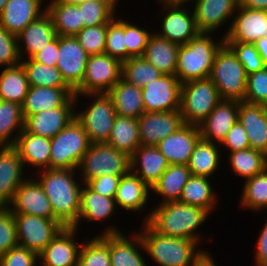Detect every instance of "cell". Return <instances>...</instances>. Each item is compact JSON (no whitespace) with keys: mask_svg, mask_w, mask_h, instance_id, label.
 <instances>
[{"mask_svg":"<svg viewBox=\"0 0 267 266\" xmlns=\"http://www.w3.org/2000/svg\"><path fill=\"white\" fill-rule=\"evenodd\" d=\"M191 266H217L213 257L206 250H202L201 253L193 260Z\"/></svg>","mask_w":267,"mask_h":266,"instance_id":"6125c7cd","label":"cell"},{"mask_svg":"<svg viewBox=\"0 0 267 266\" xmlns=\"http://www.w3.org/2000/svg\"><path fill=\"white\" fill-rule=\"evenodd\" d=\"M18 245L40 254L64 228L55 219L29 214H14Z\"/></svg>","mask_w":267,"mask_h":266,"instance_id":"8fae6325","label":"cell"},{"mask_svg":"<svg viewBox=\"0 0 267 266\" xmlns=\"http://www.w3.org/2000/svg\"><path fill=\"white\" fill-rule=\"evenodd\" d=\"M213 38L211 33L199 32L179 46L175 76L181 84L210 77L215 56L225 43L223 36L219 42Z\"/></svg>","mask_w":267,"mask_h":266,"instance_id":"3957f363","label":"cell"},{"mask_svg":"<svg viewBox=\"0 0 267 266\" xmlns=\"http://www.w3.org/2000/svg\"><path fill=\"white\" fill-rule=\"evenodd\" d=\"M137 120L143 146H156L184 125L180 110L144 112Z\"/></svg>","mask_w":267,"mask_h":266,"instance_id":"e0dca14e","label":"cell"},{"mask_svg":"<svg viewBox=\"0 0 267 266\" xmlns=\"http://www.w3.org/2000/svg\"><path fill=\"white\" fill-rule=\"evenodd\" d=\"M38 172V178H34L51 202L55 220L64 227H74L79 219L83 185V182H78L74 176L77 170L44 169Z\"/></svg>","mask_w":267,"mask_h":266,"instance_id":"6da1fadb","label":"cell"},{"mask_svg":"<svg viewBox=\"0 0 267 266\" xmlns=\"http://www.w3.org/2000/svg\"><path fill=\"white\" fill-rule=\"evenodd\" d=\"M157 1L163 5L164 10L161 12H166L162 14L161 30L154 31L159 37L184 45L199 33L193 10L186 8V5H175L166 0Z\"/></svg>","mask_w":267,"mask_h":266,"instance_id":"7c38bea8","label":"cell"},{"mask_svg":"<svg viewBox=\"0 0 267 266\" xmlns=\"http://www.w3.org/2000/svg\"><path fill=\"white\" fill-rule=\"evenodd\" d=\"M94 98L84 111L75 112V118L81 123L91 143H106L117 116L112 99L107 93H89Z\"/></svg>","mask_w":267,"mask_h":266,"instance_id":"9c48e42d","label":"cell"},{"mask_svg":"<svg viewBox=\"0 0 267 266\" xmlns=\"http://www.w3.org/2000/svg\"><path fill=\"white\" fill-rule=\"evenodd\" d=\"M239 5L248 9L267 11V0H239Z\"/></svg>","mask_w":267,"mask_h":266,"instance_id":"be15d7a7","label":"cell"},{"mask_svg":"<svg viewBox=\"0 0 267 266\" xmlns=\"http://www.w3.org/2000/svg\"><path fill=\"white\" fill-rule=\"evenodd\" d=\"M256 246L255 266H263L267 263V220L260 231Z\"/></svg>","mask_w":267,"mask_h":266,"instance_id":"94428289","label":"cell"},{"mask_svg":"<svg viewBox=\"0 0 267 266\" xmlns=\"http://www.w3.org/2000/svg\"><path fill=\"white\" fill-rule=\"evenodd\" d=\"M117 209L115 199L105 197L98 192L93 191L87 184H83L80 198V213L77 224L79 228L83 220L89 222L104 221L111 218Z\"/></svg>","mask_w":267,"mask_h":266,"instance_id":"1f68e13d","label":"cell"},{"mask_svg":"<svg viewBox=\"0 0 267 266\" xmlns=\"http://www.w3.org/2000/svg\"><path fill=\"white\" fill-rule=\"evenodd\" d=\"M122 78V62L108 54L89 55L82 83L75 95L107 93Z\"/></svg>","mask_w":267,"mask_h":266,"instance_id":"30bf717a","label":"cell"},{"mask_svg":"<svg viewBox=\"0 0 267 266\" xmlns=\"http://www.w3.org/2000/svg\"><path fill=\"white\" fill-rule=\"evenodd\" d=\"M107 24L84 27L76 35L80 45L89 55L104 54Z\"/></svg>","mask_w":267,"mask_h":266,"instance_id":"681fc988","label":"cell"},{"mask_svg":"<svg viewBox=\"0 0 267 266\" xmlns=\"http://www.w3.org/2000/svg\"><path fill=\"white\" fill-rule=\"evenodd\" d=\"M89 54L75 36H58V56L56 67L65 82L75 90L83 80Z\"/></svg>","mask_w":267,"mask_h":266,"instance_id":"5bb4252c","label":"cell"},{"mask_svg":"<svg viewBox=\"0 0 267 266\" xmlns=\"http://www.w3.org/2000/svg\"><path fill=\"white\" fill-rule=\"evenodd\" d=\"M26 167L14 146L0 147V207L12 203L15 191L27 179L23 175Z\"/></svg>","mask_w":267,"mask_h":266,"instance_id":"ffe728a7","label":"cell"},{"mask_svg":"<svg viewBox=\"0 0 267 266\" xmlns=\"http://www.w3.org/2000/svg\"><path fill=\"white\" fill-rule=\"evenodd\" d=\"M58 56V36L51 40L44 48L35 53L32 58L47 66H56Z\"/></svg>","mask_w":267,"mask_h":266,"instance_id":"91938a15","label":"cell"},{"mask_svg":"<svg viewBox=\"0 0 267 266\" xmlns=\"http://www.w3.org/2000/svg\"><path fill=\"white\" fill-rule=\"evenodd\" d=\"M23 128L22 105L0 100V147L14 146Z\"/></svg>","mask_w":267,"mask_h":266,"instance_id":"60d3db41","label":"cell"},{"mask_svg":"<svg viewBox=\"0 0 267 266\" xmlns=\"http://www.w3.org/2000/svg\"><path fill=\"white\" fill-rule=\"evenodd\" d=\"M44 0H9L0 15V26L17 36L31 22L46 12Z\"/></svg>","mask_w":267,"mask_h":266,"instance_id":"d4e9b609","label":"cell"},{"mask_svg":"<svg viewBox=\"0 0 267 266\" xmlns=\"http://www.w3.org/2000/svg\"><path fill=\"white\" fill-rule=\"evenodd\" d=\"M239 204L256 212L267 210V168L244 181Z\"/></svg>","mask_w":267,"mask_h":266,"instance_id":"ee69618b","label":"cell"},{"mask_svg":"<svg viewBox=\"0 0 267 266\" xmlns=\"http://www.w3.org/2000/svg\"><path fill=\"white\" fill-rule=\"evenodd\" d=\"M18 245L14 214L8 207H0V255Z\"/></svg>","mask_w":267,"mask_h":266,"instance_id":"db71d44e","label":"cell"},{"mask_svg":"<svg viewBox=\"0 0 267 266\" xmlns=\"http://www.w3.org/2000/svg\"><path fill=\"white\" fill-rule=\"evenodd\" d=\"M151 188L131 171L121 176L115 195L116 205L120 209L133 212H141L149 200Z\"/></svg>","mask_w":267,"mask_h":266,"instance_id":"4dcf8cb0","label":"cell"},{"mask_svg":"<svg viewBox=\"0 0 267 266\" xmlns=\"http://www.w3.org/2000/svg\"><path fill=\"white\" fill-rule=\"evenodd\" d=\"M9 0H0V15Z\"/></svg>","mask_w":267,"mask_h":266,"instance_id":"a7ac6f4b","label":"cell"},{"mask_svg":"<svg viewBox=\"0 0 267 266\" xmlns=\"http://www.w3.org/2000/svg\"><path fill=\"white\" fill-rule=\"evenodd\" d=\"M236 54L245 68L246 74L257 72L265 67L253 43L225 42Z\"/></svg>","mask_w":267,"mask_h":266,"instance_id":"f5cc1de1","label":"cell"},{"mask_svg":"<svg viewBox=\"0 0 267 266\" xmlns=\"http://www.w3.org/2000/svg\"><path fill=\"white\" fill-rule=\"evenodd\" d=\"M120 179L121 176L102 175L90 180L87 185L105 197L115 198Z\"/></svg>","mask_w":267,"mask_h":266,"instance_id":"680465c9","label":"cell"},{"mask_svg":"<svg viewBox=\"0 0 267 266\" xmlns=\"http://www.w3.org/2000/svg\"><path fill=\"white\" fill-rule=\"evenodd\" d=\"M8 208L13 214H29L55 219L51 202L34 177L32 179L29 177L20 184Z\"/></svg>","mask_w":267,"mask_h":266,"instance_id":"d6986e66","label":"cell"},{"mask_svg":"<svg viewBox=\"0 0 267 266\" xmlns=\"http://www.w3.org/2000/svg\"><path fill=\"white\" fill-rule=\"evenodd\" d=\"M179 46L153 32L142 57L162 74L175 75Z\"/></svg>","mask_w":267,"mask_h":266,"instance_id":"d6a6232c","label":"cell"},{"mask_svg":"<svg viewBox=\"0 0 267 266\" xmlns=\"http://www.w3.org/2000/svg\"><path fill=\"white\" fill-rule=\"evenodd\" d=\"M103 231L100 235L109 233L111 266H147L142 256L143 253H141L145 249L139 232L129 236L130 239L115 225H111Z\"/></svg>","mask_w":267,"mask_h":266,"instance_id":"ac0fdd59","label":"cell"},{"mask_svg":"<svg viewBox=\"0 0 267 266\" xmlns=\"http://www.w3.org/2000/svg\"><path fill=\"white\" fill-rule=\"evenodd\" d=\"M230 27L222 35L225 42L254 43L267 37V11L238 6Z\"/></svg>","mask_w":267,"mask_h":266,"instance_id":"2e32d148","label":"cell"},{"mask_svg":"<svg viewBox=\"0 0 267 266\" xmlns=\"http://www.w3.org/2000/svg\"><path fill=\"white\" fill-rule=\"evenodd\" d=\"M238 111L239 101L220 100L208 117L199 124L201 138L220 145L238 120Z\"/></svg>","mask_w":267,"mask_h":266,"instance_id":"603a6c76","label":"cell"},{"mask_svg":"<svg viewBox=\"0 0 267 266\" xmlns=\"http://www.w3.org/2000/svg\"><path fill=\"white\" fill-rule=\"evenodd\" d=\"M55 37L53 21L50 15L45 12L17 35L20 59L23 60L24 56L31 58Z\"/></svg>","mask_w":267,"mask_h":266,"instance_id":"4316f807","label":"cell"},{"mask_svg":"<svg viewBox=\"0 0 267 266\" xmlns=\"http://www.w3.org/2000/svg\"><path fill=\"white\" fill-rule=\"evenodd\" d=\"M105 54L126 61L125 20L115 16L107 23Z\"/></svg>","mask_w":267,"mask_h":266,"instance_id":"c3c4849f","label":"cell"},{"mask_svg":"<svg viewBox=\"0 0 267 266\" xmlns=\"http://www.w3.org/2000/svg\"><path fill=\"white\" fill-rule=\"evenodd\" d=\"M26 59V60H25ZM21 60L30 86H47L53 88H71L63 79L56 66H47L32 57Z\"/></svg>","mask_w":267,"mask_h":266,"instance_id":"b9f144b4","label":"cell"},{"mask_svg":"<svg viewBox=\"0 0 267 266\" xmlns=\"http://www.w3.org/2000/svg\"><path fill=\"white\" fill-rule=\"evenodd\" d=\"M220 147H226L230 152L250 148L247 132L239 120H237L228 131Z\"/></svg>","mask_w":267,"mask_h":266,"instance_id":"6f0895ef","label":"cell"},{"mask_svg":"<svg viewBox=\"0 0 267 266\" xmlns=\"http://www.w3.org/2000/svg\"><path fill=\"white\" fill-rule=\"evenodd\" d=\"M167 2L171 3V4H175V5H185V3H188V2H192L193 1H197V0H166Z\"/></svg>","mask_w":267,"mask_h":266,"instance_id":"03108f58","label":"cell"},{"mask_svg":"<svg viewBox=\"0 0 267 266\" xmlns=\"http://www.w3.org/2000/svg\"><path fill=\"white\" fill-rule=\"evenodd\" d=\"M75 227H64L39 254L43 266H78L81 244H77ZM41 265V266H42Z\"/></svg>","mask_w":267,"mask_h":266,"instance_id":"7402d4cb","label":"cell"},{"mask_svg":"<svg viewBox=\"0 0 267 266\" xmlns=\"http://www.w3.org/2000/svg\"><path fill=\"white\" fill-rule=\"evenodd\" d=\"M17 36L0 26V66L11 67L20 64Z\"/></svg>","mask_w":267,"mask_h":266,"instance_id":"11a10c76","label":"cell"},{"mask_svg":"<svg viewBox=\"0 0 267 266\" xmlns=\"http://www.w3.org/2000/svg\"><path fill=\"white\" fill-rule=\"evenodd\" d=\"M200 138L198 126L184 124L173 134L160 141L156 147L166 157L169 165H188L191 154Z\"/></svg>","mask_w":267,"mask_h":266,"instance_id":"cb8c5ba5","label":"cell"},{"mask_svg":"<svg viewBox=\"0 0 267 266\" xmlns=\"http://www.w3.org/2000/svg\"><path fill=\"white\" fill-rule=\"evenodd\" d=\"M46 12L53 21L56 36H75L83 28L78 4L50 0Z\"/></svg>","mask_w":267,"mask_h":266,"instance_id":"e575fe53","label":"cell"},{"mask_svg":"<svg viewBox=\"0 0 267 266\" xmlns=\"http://www.w3.org/2000/svg\"><path fill=\"white\" fill-rule=\"evenodd\" d=\"M37 263L39 255L20 245L0 255V266H37Z\"/></svg>","mask_w":267,"mask_h":266,"instance_id":"9f6ffc18","label":"cell"},{"mask_svg":"<svg viewBox=\"0 0 267 266\" xmlns=\"http://www.w3.org/2000/svg\"><path fill=\"white\" fill-rule=\"evenodd\" d=\"M209 177L191 175L182 189L179 202L197 206L207 210L210 214L217 206V194L214 191Z\"/></svg>","mask_w":267,"mask_h":266,"instance_id":"8d00e7d4","label":"cell"},{"mask_svg":"<svg viewBox=\"0 0 267 266\" xmlns=\"http://www.w3.org/2000/svg\"><path fill=\"white\" fill-rule=\"evenodd\" d=\"M131 172L150 188L159 180L169 163L156 146L140 145L130 156Z\"/></svg>","mask_w":267,"mask_h":266,"instance_id":"83f0119b","label":"cell"},{"mask_svg":"<svg viewBox=\"0 0 267 266\" xmlns=\"http://www.w3.org/2000/svg\"><path fill=\"white\" fill-rule=\"evenodd\" d=\"M209 215L203 208L175 201L156 204L143 222L160 234L194 240L200 244L202 236L197 228L203 225Z\"/></svg>","mask_w":267,"mask_h":266,"instance_id":"7a4b0ae2","label":"cell"},{"mask_svg":"<svg viewBox=\"0 0 267 266\" xmlns=\"http://www.w3.org/2000/svg\"><path fill=\"white\" fill-rule=\"evenodd\" d=\"M229 153V165L232 171L245 180L267 168V156L261 151L247 148Z\"/></svg>","mask_w":267,"mask_h":266,"instance_id":"7bdbcfd3","label":"cell"},{"mask_svg":"<svg viewBox=\"0 0 267 266\" xmlns=\"http://www.w3.org/2000/svg\"><path fill=\"white\" fill-rule=\"evenodd\" d=\"M253 44L255 49L258 51L263 64L267 67V37L259 38Z\"/></svg>","mask_w":267,"mask_h":266,"instance_id":"e7e4bbea","label":"cell"},{"mask_svg":"<svg viewBox=\"0 0 267 266\" xmlns=\"http://www.w3.org/2000/svg\"><path fill=\"white\" fill-rule=\"evenodd\" d=\"M192 5L198 31L214 33L229 19L232 23L239 0H197Z\"/></svg>","mask_w":267,"mask_h":266,"instance_id":"44dd1931","label":"cell"},{"mask_svg":"<svg viewBox=\"0 0 267 266\" xmlns=\"http://www.w3.org/2000/svg\"><path fill=\"white\" fill-rule=\"evenodd\" d=\"M152 33L125 20L126 60L143 55Z\"/></svg>","mask_w":267,"mask_h":266,"instance_id":"816d5d0a","label":"cell"},{"mask_svg":"<svg viewBox=\"0 0 267 266\" xmlns=\"http://www.w3.org/2000/svg\"><path fill=\"white\" fill-rule=\"evenodd\" d=\"M107 94L112 99L116 114L138 119L144 112L142 89L121 78Z\"/></svg>","mask_w":267,"mask_h":266,"instance_id":"836d02e7","label":"cell"},{"mask_svg":"<svg viewBox=\"0 0 267 266\" xmlns=\"http://www.w3.org/2000/svg\"><path fill=\"white\" fill-rule=\"evenodd\" d=\"M244 102L267 106V67L247 75Z\"/></svg>","mask_w":267,"mask_h":266,"instance_id":"f907efd6","label":"cell"},{"mask_svg":"<svg viewBox=\"0 0 267 266\" xmlns=\"http://www.w3.org/2000/svg\"><path fill=\"white\" fill-rule=\"evenodd\" d=\"M75 91L72 88H53L47 86H30L22 105L23 117L63 106Z\"/></svg>","mask_w":267,"mask_h":266,"instance_id":"f1b7e54d","label":"cell"},{"mask_svg":"<svg viewBox=\"0 0 267 266\" xmlns=\"http://www.w3.org/2000/svg\"><path fill=\"white\" fill-rule=\"evenodd\" d=\"M220 145L200 138L191 154L188 168L191 175L211 177L221 164ZM219 148V149H218Z\"/></svg>","mask_w":267,"mask_h":266,"instance_id":"ab89813d","label":"cell"},{"mask_svg":"<svg viewBox=\"0 0 267 266\" xmlns=\"http://www.w3.org/2000/svg\"><path fill=\"white\" fill-rule=\"evenodd\" d=\"M78 96H72L63 106L47 109L24 118L25 132L52 139L75 119ZM76 102V103H75Z\"/></svg>","mask_w":267,"mask_h":266,"instance_id":"4fadbf2b","label":"cell"},{"mask_svg":"<svg viewBox=\"0 0 267 266\" xmlns=\"http://www.w3.org/2000/svg\"><path fill=\"white\" fill-rule=\"evenodd\" d=\"M191 171L188 165H169L159 180L153 185L151 191L162 196L159 204L179 201L182 189L188 182Z\"/></svg>","mask_w":267,"mask_h":266,"instance_id":"d590c367","label":"cell"},{"mask_svg":"<svg viewBox=\"0 0 267 266\" xmlns=\"http://www.w3.org/2000/svg\"><path fill=\"white\" fill-rule=\"evenodd\" d=\"M221 100L244 101L247 74L234 51L224 43L218 50L210 77Z\"/></svg>","mask_w":267,"mask_h":266,"instance_id":"5b68a950","label":"cell"},{"mask_svg":"<svg viewBox=\"0 0 267 266\" xmlns=\"http://www.w3.org/2000/svg\"><path fill=\"white\" fill-rule=\"evenodd\" d=\"M78 266H111L109 233L98 234L83 242L79 251Z\"/></svg>","mask_w":267,"mask_h":266,"instance_id":"f6af8a7d","label":"cell"},{"mask_svg":"<svg viewBox=\"0 0 267 266\" xmlns=\"http://www.w3.org/2000/svg\"><path fill=\"white\" fill-rule=\"evenodd\" d=\"M144 245V252L159 266H191L201 253L194 240L170 237L156 232L147 222L138 230Z\"/></svg>","mask_w":267,"mask_h":266,"instance_id":"277c9868","label":"cell"},{"mask_svg":"<svg viewBox=\"0 0 267 266\" xmlns=\"http://www.w3.org/2000/svg\"><path fill=\"white\" fill-rule=\"evenodd\" d=\"M58 1H63L65 3H71V4H78V3L84 2L86 0H58Z\"/></svg>","mask_w":267,"mask_h":266,"instance_id":"003e7915","label":"cell"},{"mask_svg":"<svg viewBox=\"0 0 267 266\" xmlns=\"http://www.w3.org/2000/svg\"><path fill=\"white\" fill-rule=\"evenodd\" d=\"M238 120L247 132L250 148L267 156V106L239 102Z\"/></svg>","mask_w":267,"mask_h":266,"instance_id":"484cf974","label":"cell"},{"mask_svg":"<svg viewBox=\"0 0 267 266\" xmlns=\"http://www.w3.org/2000/svg\"><path fill=\"white\" fill-rule=\"evenodd\" d=\"M119 0H86L78 3L84 27L109 23L117 13Z\"/></svg>","mask_w":267,"mask_h":266,"instance_id":"bcb514c9","label":"cell"},{"mask_svg":"<svg viewBox=\"0 0 267 266\" xmlns=\"http://www.w3.org/2000/svg\"><path fill=\"white\" fill-rule=\"evenodd\" d=\"M106 144L131 156L141 145L138 120L117 115Z\"/></svg>","mask_w":267,"mask_h":266,"instance_id":"74e56055","label":"cell"},{"mask_svg":"<svg viewBox=\"0 0 267 266\" xmlns=\"http://www.w3.org/2000/svg\"><path fill=\"white\" fill-rule=\"evenodd\" d=\"M161 75L162 73L142 56L131 57L122 62V78L136 87L143 88Z\"/></svg>","mask_w":267,"mask_h":266,"instance_id":"7dc6e473","label":"cell"},{"mask_svg":"<svg viewBox=\"0 0 267 266\" xmlns=\"http://www.w3.org/2000/svg\"><path fill=\"white\" fill-rule=\"evenodd\" d=\"M141 89L145 112L179 110L181 82L175 75L162 74Z\"/></svg>","mask_w":267,"mask_h":266,"instance_id":"9a60e30c","label":"cell"},{"mask_svg":"<svg viewBox=\"0 0 267 266\" xmlns=\"http://www.w3.org/2000/svg\"><path fill=\"white\" fill-rule=\"evenodd\" d=\"M14 147L19 152L20 158L23 160L24 166L30 165L35 170L49 169L51 139L34 135L29 132H22L18 135Z\"/></svg>","mask_w":267,"mask_h":266,"instance_id":"f546056e","label":"cell"},{"mask_svg":"<svg viewBox=\"0 0 267 266\" xmlns=\"http://www.w3.org/2000/svg\"><path fill=\"white\" fill-rule=\"evenodd\" d=\"M0 100L23 105L30 85L22 64L0 71Z\"/></svg>","mask_w":267,"mask_h":266,"instance_id":"f35d334b","label":"cell"},{"mask_svg":"<svg viewBox=\"0 0 267 266\" xmlns=\"http://www.w3.org/2000/svg\"><path fill=\"white\" fill-rule=\"evenodd\" d=\"M91 144L83 126L75 118L51 139L49 169L77 170Z\"/></svg>","mask_w":267,"mask_h":266,"instance_id":"52a82bcc","label":"cell"},{"mask_svg":"<svg viewBox=\"0 0 267 266\" xmlns=\"http://www.w3.org/2000/svg\"><path fill=\"white\" fill-rule=\"evenodd\" d=\"M220 100L217 87L209 77L181 84L179 110L184 124L199 126Z\"/></svg>","mask_w":267,"mask_h":266,"instance_id":"ba28073f","label":"cell"},{"mask_svg":"<svg viewBox=\"0 0 267 266\" xmlns=\"http://www.w3.org/2000/svg\"><path fill=\"white\" fill-rule=\"evenodd\" d=\"M77 171L83 184L102 175L124 176L131 171L130 156L106 143H92Z\"/></svg>","mask_w":267,"mask_h":266,"instance_id":"8992f818","label":"cell"}]
</instances>
